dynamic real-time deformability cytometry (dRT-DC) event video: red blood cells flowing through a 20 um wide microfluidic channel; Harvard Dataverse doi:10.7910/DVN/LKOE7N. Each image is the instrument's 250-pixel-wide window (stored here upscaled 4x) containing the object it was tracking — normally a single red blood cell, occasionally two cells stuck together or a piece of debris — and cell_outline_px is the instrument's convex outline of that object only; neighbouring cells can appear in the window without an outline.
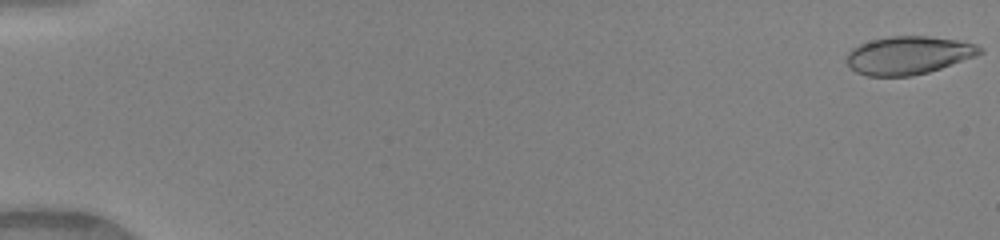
{"species": "human", "species_latin": "Homo sapiens", "temperature_condition": "warm", "stored_images_in_passage": 50, "camera_frame_rate_fps": 3000, "um_per_image_px": 0.085, "donor": {"sex": "female"}, "frame": {"image": 1, "passage_image": 1, "time_ms": 0.0, "image_size_px": [1000, 240], "cell_outline_px": [[984, 52], [976, 56], [928, 72], [912, 76], [868, 76], [856, 72], [848, 64], [848, 52], [852, 48], [860, 44], [872, 40], [892, 36], [928, 36], [956, 40], [976, 44], [984, 48]], "centroid_in_image_um": [77.25, 4.7], "position_along_channel_um": 7.7, "area_um2": 29.36}}
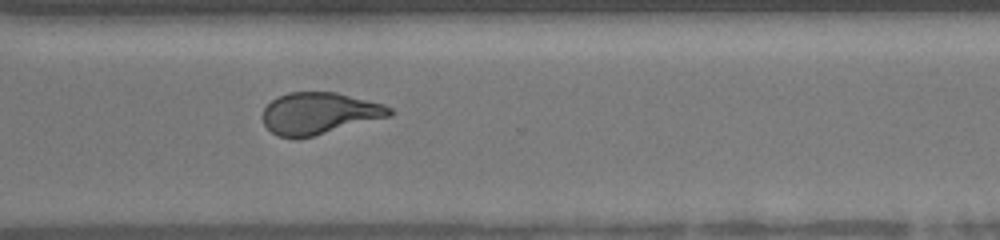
{"frame": {"image": 2, "passage_image": 38, "time_ms": 12.333, "image_size_px": [1000, 240], "cell_outline_px": [[392, 116], [312, 136], [276, 136], [264, 124], [260, 116], [264, 108], [276, 96], [288, 92], [336, 92], [384, 104], [392, 108]], "centroid_in_image_um": [27.13, 9.61], "position_along_channel_um": 343.5, "area_um2": 30.69}}
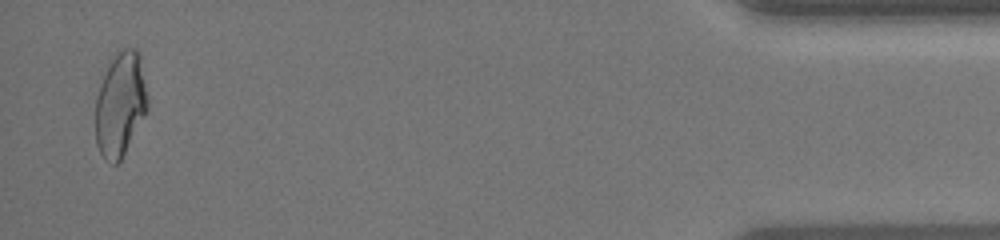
{"frame": {"image": 3, "passage_image": 49, "time_ms": 16.0, "image_size_px": [1000, 240], "cell_outline_px": [[148, 108], [144, 116], [120, 160], [116, 164], [112, 164], [104, 160], [96, 144], [96, 96], [104, 64], [124, 48], [136, 48], [140, 52], [148, 96]], "centroid_in_image_um": [10.21, 8.8], "position_along_channel_um": 425.0, "area_um2": 32.14}, "authors_computed_cell_mechanics": {"area_um2": 31.0386, "velocity_mm_per_s": 4.1379, "shape_relaxation_time_tau1_ms": 6.9308, "shape_relaxation_time_tau2_ms": 0.8856, "deformation_change_tau1": 0.2149, "deformation_change_tau2": 0.078}}